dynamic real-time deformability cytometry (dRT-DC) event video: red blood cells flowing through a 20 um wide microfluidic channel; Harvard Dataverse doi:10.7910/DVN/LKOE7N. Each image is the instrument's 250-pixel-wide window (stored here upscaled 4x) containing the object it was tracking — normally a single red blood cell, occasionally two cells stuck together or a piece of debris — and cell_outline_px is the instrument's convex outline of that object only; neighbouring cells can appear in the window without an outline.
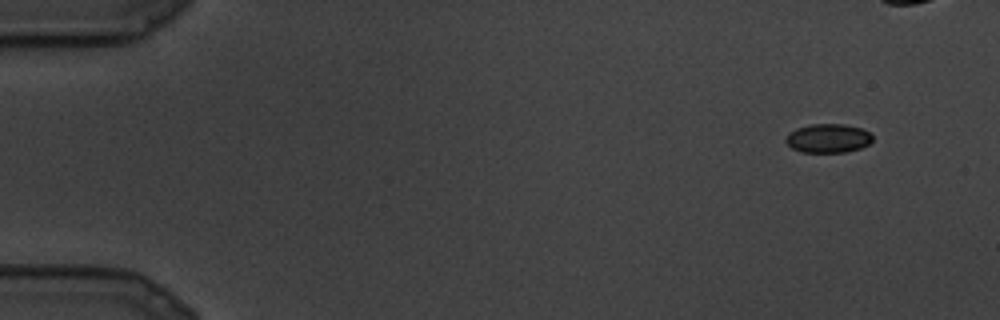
{"species": "common noctule bat (a hibernating species)", "species_latin": "Nyctalus noctula", "temperature_condition": "cold", "stored_images_in_passage": 7, "camera_frame_rate_fps": 3000, "um_per_image_px": 0.085, "animal": {"sex": "male", "body_mass_g": 19.5, "forearm_length_mm": 54.6}, "frame": {"image": 1, "passage_image": 1, "time_ms": 0.0, "image_size_px": [1000, 320], "cell_outline_px": [[872, 140], [868, 144], [860, 148], [848, 152], [800, 152], [792, 148], [784, 140], [784, 136], [788, 132], [796, 128], [808, 124], [844, 124], [860, 128], [868, 132], [872, 136]], "centroid_in_image_um": [70.33, 11.75], "position_along_channel_um": 14.7, "area_um2": 14.74}}